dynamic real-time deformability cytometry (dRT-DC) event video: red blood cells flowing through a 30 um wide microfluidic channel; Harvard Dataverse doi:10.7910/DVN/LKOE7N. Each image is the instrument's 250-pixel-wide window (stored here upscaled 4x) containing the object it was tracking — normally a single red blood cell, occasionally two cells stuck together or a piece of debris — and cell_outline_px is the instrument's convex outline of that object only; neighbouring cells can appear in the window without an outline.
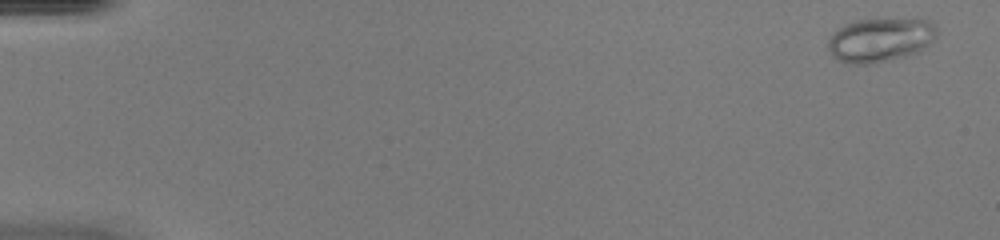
{"species": "common noctule bat (a hibernating species)", "species_latin": "Nyctalus noctula", "temperature_condition": "warm", "stored_images_in_passage": 48, "camera_frame_rate_fps": 3000, "um_per_image_px": 0.085, "animal": {"sex": "female", "body_mass_g": 20.0, "forearm_length_mm": 54.0}, "frame": {"image": 1, "passage_image": 2, "time_ms": 0.333, "image_size_px": [1000, 240], "cell_outline_px": [[940, 32], [924, 48], [916, 52], [904, 56], [872, 64], [852, 64], [840, 60], [832, 56], [828, 48], [828, 36], [832, 32], [844, 24], [856, 20], [932, 20], [936, 24]], "centroid_in_image_um": [74.81, 3.39], "position_along_channel_um": 10.2, "area_um2": 27.8}}
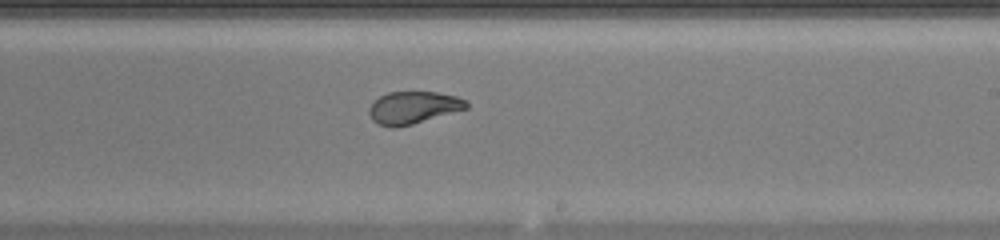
{"frame": {"image": 2, "passage_image": 30, "time_ms": 9.667, "image_size_px": [1000, 240], "cell_outline_px": [[468, 108], [412, 124], [396, 128], [392, 128], [380, 124], [372, 120], [368, 112], [368, 108], [380, 96], [388, 92], [436, 92], [456, 96], [464, 100], [468, 104]], "centroid_in_image_um": [35.1, 9.15], "position_along_channel_um": 253.9, "area_um2": 18.15}}
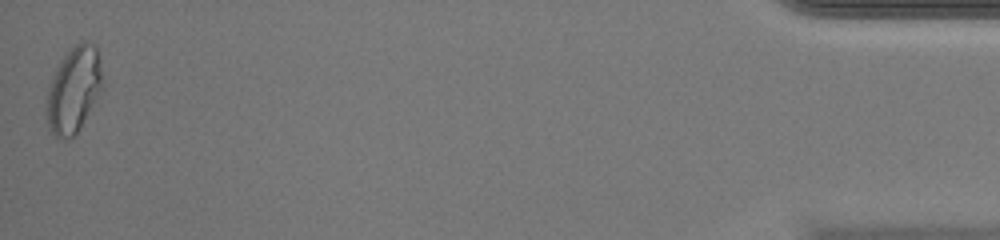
{"frame": {"image": 3, "passage_image": 48, "time_ms": 15.667, "image_size_px": [1000, 240], "cell_outline_px": [[100, 88], [80, 128], [72, 136], [56, 136], [52, 132], [48, 124], [48, 84], [60, 60], [76, 44], [84, 40], [96, 44], [100, 72]], "centroid_in_image_um": [6.24, 7.56], "position_along_channel_um": 429.0, "area_um2": 26.53}, "authors_computed_cell_mechanics": {"area_um2": 22.5709, "velocity_mm_per_s": 4.3557, "shape_relaxation_time_tau1_ms": null, "shape_relaxation_time_tau2_ms": 0.7179, "deformation_change_tau1": null, "deformation_change_tau2": 0.0448}}